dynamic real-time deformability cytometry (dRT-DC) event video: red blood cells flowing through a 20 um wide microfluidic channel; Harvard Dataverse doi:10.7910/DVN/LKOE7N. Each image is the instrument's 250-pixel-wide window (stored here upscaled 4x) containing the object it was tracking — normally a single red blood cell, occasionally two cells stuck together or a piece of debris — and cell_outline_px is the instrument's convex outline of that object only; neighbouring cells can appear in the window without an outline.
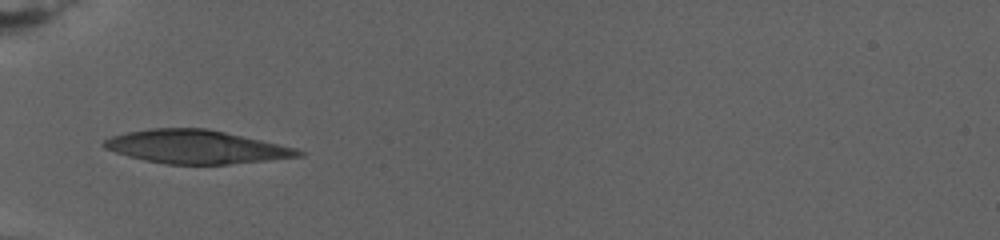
{"species": "human", "species_latin": "Homo sapiens", "temperature_condition": "warm", "stored_images_in_passage": 5, "camera_frame_rate_fps": 3000, "um_per_image_px": 0.085, "donor": {"sex": "female"}, "frame": {"image": 1, "passage_image": 1, "time_ms": 0.0, "image_size_px": [1000, 240], "cell_outline_px": [[308, 152], [304, 156], [268, 160], [228, 164], [168, 164], [144, 160], [128, 156], [104, 148], [100, 144], [104, 140], [112, 136], [128, 132], [148, 128], [208, 128], [296, 148]], "centroid_in_image_um": [16.68, 12.48], "position_along_channel_um": 68.3, "area_um2": 37.8}}
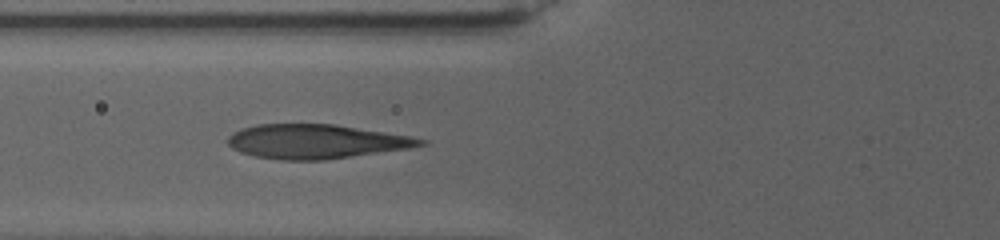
{"frame": {"image": 2, "passage_image": 3, "time_ms": 1.333, "image_size_px": [1000, 240], "cell_outline_px": [[428, 144], [408, 148], [324, 160], [280, 160], [256, 156], [240, 152], [232, 148], [228, 144], [228, 136], [232, 132], [240, 128], [256, 124], [336, 124], [408, 136], [428, 140]], "centroid_in_image_um": [26.82, 12.02], "position_along_channel_um": 99.0, "area_um2": 38.32}}
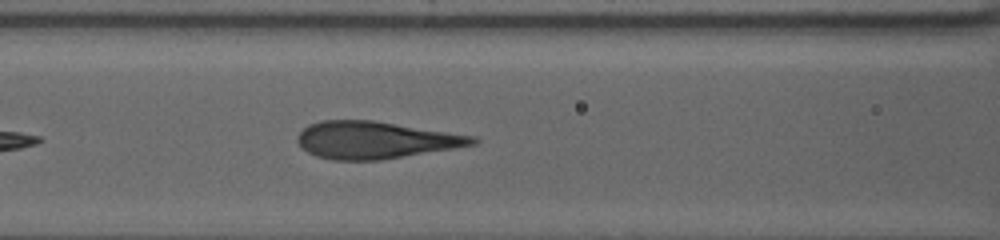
{"frame": {"image": 3, "passage_image": 5, "time_ms": 2.667, "image_size_px": [1000, 240], "cell_outline_px": [[480, 140], [476, 144], [456, 148], [380, 160], [332, 160], [316, 156], [308, 152], [296, 140], [296, 136], [308, 124], [320, 120], [372, 120], [476, 136]], "centroid_in_image_um": [31.91, 11.9], "position_along_channel_um": 134.7, "area_um2": 37.97}}